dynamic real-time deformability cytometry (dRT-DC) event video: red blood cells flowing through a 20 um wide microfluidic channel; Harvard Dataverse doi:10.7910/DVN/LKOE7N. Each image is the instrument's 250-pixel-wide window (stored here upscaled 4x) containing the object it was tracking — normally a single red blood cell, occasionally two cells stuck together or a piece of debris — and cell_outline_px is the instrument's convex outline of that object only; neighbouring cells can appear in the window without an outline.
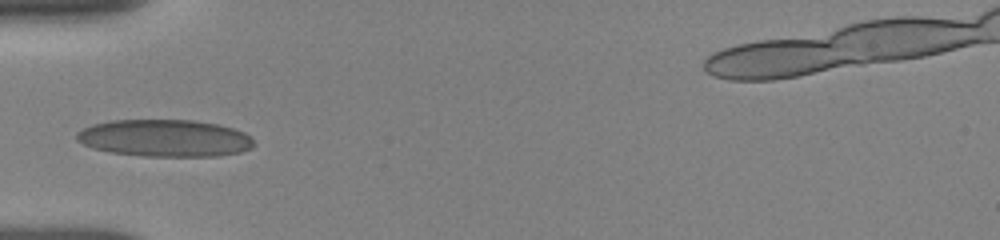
{"species": "human", "species_latin": "Homo sapiens", "temperature_condition": "room temperature", "stored_images_in_passage": 28, "camera_frame_rate_fps": 3000, "um_per_image_px": 0.085, "donor": {"sex": "female"}, "frame": {"image": 1, "passage_image": 1, "time_ms": 0.0, "image_size_px": [1000, 240], "cell_outline_px": [[256, 144], [252, 148], [240, 152], [216, 156], [144, 156], [112, 152], [92, 148], [76, 140], [76, 132], [92, 124], [112, 120], [192, 120], [220, 124], [244, 132]], "centroid_in_image_um": [14.01, 11.74], "position_along_channel_um": 71.0, "area_um2": 38.38}}
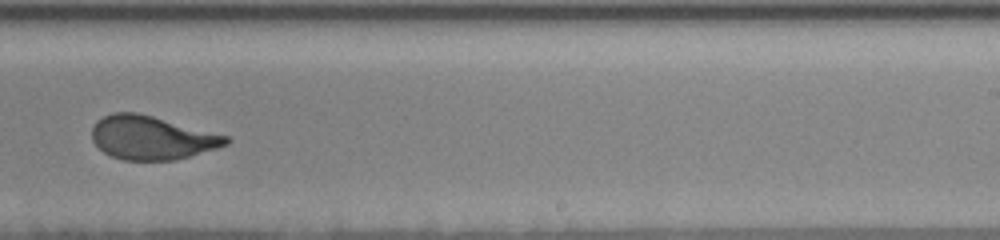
{"frame": {"image": 2, "passage_image": 15, "time_ms": 5.333, "image_size_px": [1000, 240], "cell_outline_px": [[232, 140], [228, 144], [216, 148], [176, 160], [124, 160], [112, 156], [104, 152], [92, 140], [92, 128], [96, 120], [112, 112], [136, 112], [152, 116], [228, 136]], "centroid_in_image_um": [12.88, 11.7], "position_along_channel_um": 276.1, "area_um2": 33.87}}
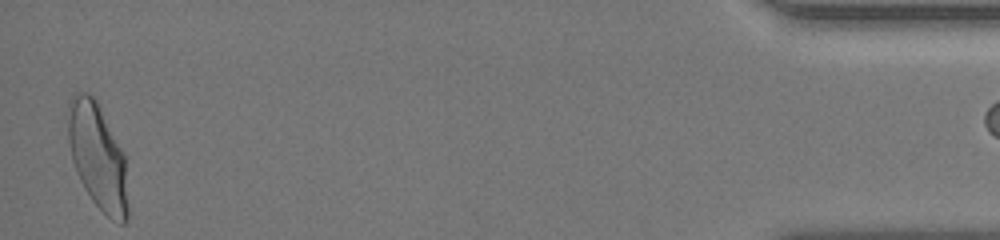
{"frame": {"image": 3, "passage_image": 26, "time_ms": 11.333, "image_size_px": [1000, 240], "cell_outline_px": [[128, 220], [124, 224], [120, 224], [112, 220], [92, 200], [80, 180], [76, 172], [72, 160], [68, 140], [68, 100], [72, 92], [88, 92], [96, 100], [124, 152], [128, 208]], "centroid_in_image_um": [8.29, 13.28], "position_along_channel_um": 426.9, "area_um2": 37.11}}